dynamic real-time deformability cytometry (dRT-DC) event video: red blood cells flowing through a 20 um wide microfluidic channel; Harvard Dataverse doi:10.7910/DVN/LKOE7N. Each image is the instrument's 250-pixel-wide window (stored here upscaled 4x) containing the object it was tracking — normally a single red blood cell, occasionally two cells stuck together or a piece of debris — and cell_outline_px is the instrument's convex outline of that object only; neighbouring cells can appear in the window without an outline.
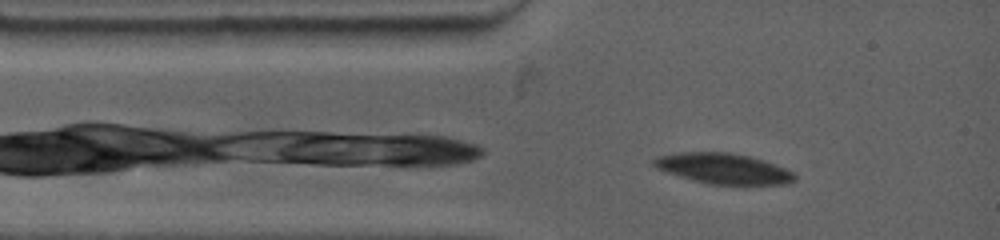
{"species": "common noctule bat (a hibernating species)", "species_latin": "Nyctalus noctula", "temperature_condition": "warm", "stored_images_in_passage": 30, "camera_frame_rate_fps": 4500, "um_per_image_px": 0.085, "animal": {"sex": "female", "body_mass_g": 19.0, "forearm_length_mm": 53.3}, "frame": {"image": 1, "passage_image": 3, "time_ms": 1.111, "image_size_px": [1000, 240], "cell_outline_px": [[796, 180], [784, 184], [744, 188], [708, 184], [692, 180], [656, 168], [652, 164], [652, 160], [656, 156], [676, 152], [728, 152], [748, 156], [764, 160], [776, 164], [792, 172], [796, 176]], "centroid_in_image_um": [61.54, 14.38], "position_along_channel_um": 23.5, "area_um2": 26.07}}
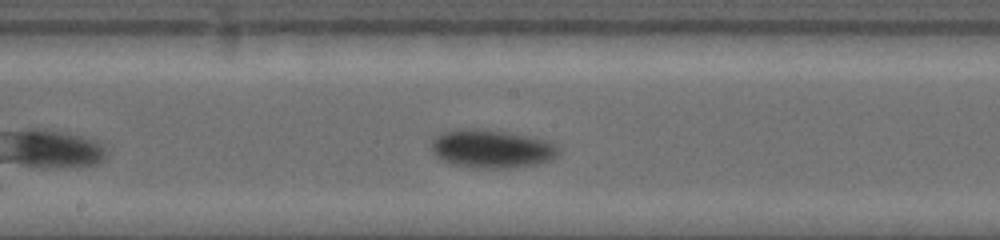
{"frame": {"image": 2, "passage_image": 14, "time_ms": 6.444, "image_size_px": [1000, 240], "cell_outline_px": [[560, 156], [552, 160], [536, 164], [516, 168], [476, 168], [452, 164], [436, 156], [432, 152], [432, 140], [440, 132], [456, 128], [476, 128], [508, 132], [532, 136], [560, 144]], "centroid_in_image_um": [41.86, 12.64], "position_along_channel_um": 206.3, "area_um2": 29.13}}
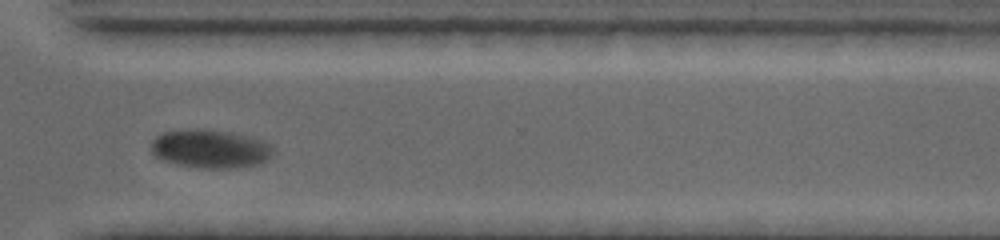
{"frame": {"image": 3, "passage_image": 23, "time_ms": 10.444, "image_size_px": [1000, 240], "cell_outline_px": [[272, 156], [268, 160], [260, 164], [236, 168], [200, 168], [180, 164], [164, 160], [156, 156], [152, 152], [152, 140], [156, 136], [164, 132], [188, 128], [204, 128], [232, 132], [248, 136], [260, 140], [268, 144], [272, 148]], "centroid_in_image_um": [17.88, 12.63], "position_along_channel_um": 352.7, "area_um2": 27.46}, "authors_computed_cell_mechanics": {"area_um2": 27.455, "velocity_mm_per_s": 3.6479, "shape_relaxation_time_tau1_ms": 3.3752, "shape_relaxation_time_tau2_ms": null, "deformation_change_tau1": 0.1123, "deformation_change_tau2": null}}